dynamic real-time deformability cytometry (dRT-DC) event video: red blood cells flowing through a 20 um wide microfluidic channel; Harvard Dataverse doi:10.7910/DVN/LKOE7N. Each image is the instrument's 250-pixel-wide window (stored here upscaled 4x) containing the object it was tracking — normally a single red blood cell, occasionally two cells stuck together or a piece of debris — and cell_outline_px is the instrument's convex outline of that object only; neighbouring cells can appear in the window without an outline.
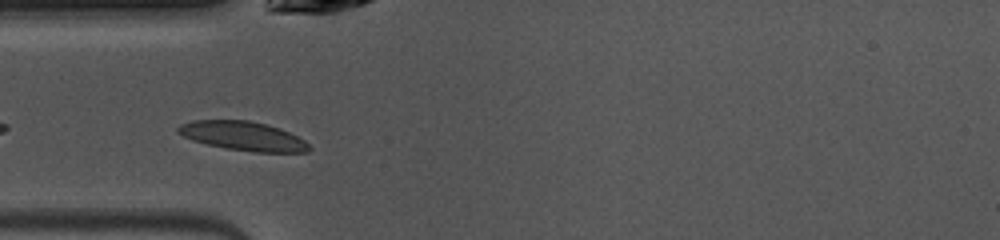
{"species": "common noctule bat (a hibernating species)", "species_latin": "Nyctalus noctula", "temperature_condition": "warm", "stored_images_in_passage": 25, "camera_frame_rate_fps": 3000, "um_per_image_px": 0.085, "animal": {"sex": "female", "body_mass_g": 10.0, "forearm_length_mm": 53.1}, "frame": {"image": 1, "passage_image": 4, "time_ms": 1.0, "image_size_px": [1000, 240], "cell_outline_px": [[312, 148], [308, 152], [256, 152], [224, 148], [192, 140], [176, 132], [176, 128], [180, 124], [192, 120], [248, 120], [264, 124], [288, 132], [304, 140]], "centroid_in_image_um": [20.62, 11.56], "position_along_channel_um": 64.4, "area_um2": 22.02}}